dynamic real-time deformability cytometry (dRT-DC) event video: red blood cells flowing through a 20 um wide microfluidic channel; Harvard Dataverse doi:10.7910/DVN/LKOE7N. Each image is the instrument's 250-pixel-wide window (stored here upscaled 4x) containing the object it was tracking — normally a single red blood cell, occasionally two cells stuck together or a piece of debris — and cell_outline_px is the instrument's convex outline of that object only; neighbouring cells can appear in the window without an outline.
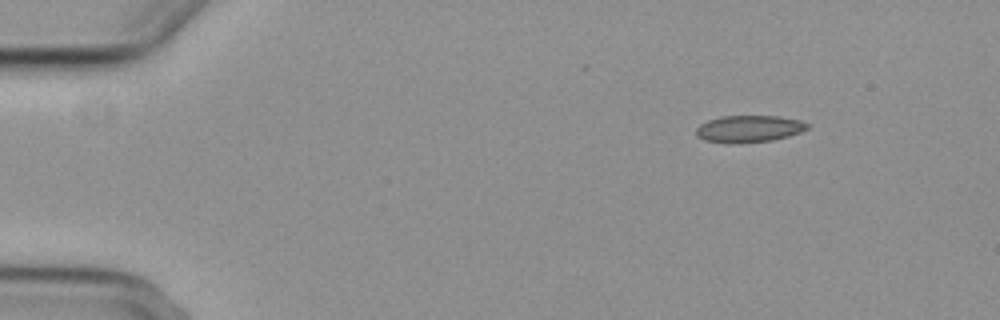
{"species": "common noctule bat (a hibernating species)", "species_latin": "Nyctalus noctula", "temperature_condition": "cold", "stored_images_in_passage": 2, "camera_frame_rate_fps": 3000, "um_per_image_px": 0.085, "animal": {"sex": "female", "body_mass_g": 29.2, "forearm_length_mm": 56.3}, "frame": {"image": 1, "passage_image": 2, "time_ms": 1.667, "image_size_px": [1000, 320], "cell_outline_px": [[808, 128], [800, 132], [788, 136], [772, 140], [740, 144], [728, 144], [704, 140], [696, 136], [696, 128], [700, 124], [708, 120], [720, 116], [776, 116], [800, 120], [808, 124]], "centroid_in_image_um": [63.61, 10.96], "position_along_channel_um": 21.4, "area_um2": 17.63}}